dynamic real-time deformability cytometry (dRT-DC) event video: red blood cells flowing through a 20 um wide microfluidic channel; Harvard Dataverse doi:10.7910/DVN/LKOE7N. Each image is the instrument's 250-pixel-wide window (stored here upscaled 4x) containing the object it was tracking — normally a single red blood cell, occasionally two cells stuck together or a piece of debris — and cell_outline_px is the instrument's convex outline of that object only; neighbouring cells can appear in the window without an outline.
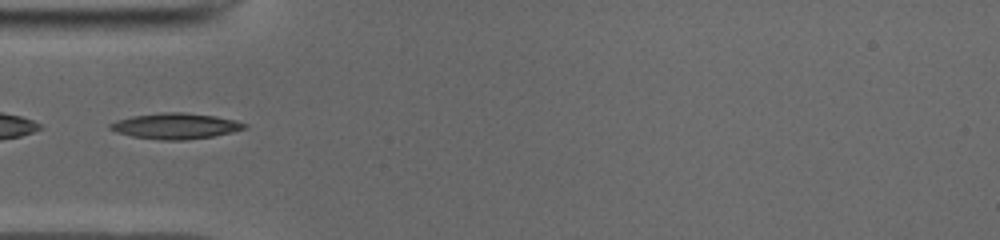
{"species": "common noctule bat (a hibernating species)", "species_latin": "Nyctalus noctula", "temperature_condition": "cold", "stored_images_in_passage": 33, "camera_frame_rate_fps": 3000, "um_per_image_px": 0.085, "animal": {"sex": "male", "body_mass_g": 19.0, "forearm_length_mm": 50.8}, "frame": {"image": 1, "passage_image": 1, "time_ms": 0.0, "image_size_px": [1000, 240], "cell_outline_px": [[248, 128], [232, 132], [212, 136], [184, 140], [160, 140], [132, 136], [116, 132], [108, 128], [108, 124], [116, 120], [132, 116], [160, 112], [184, 112], [216, 116], [236, 120], [248, 124]], "centroid_in_image_um": [14.92, 10.7], "position_along_channel_um": 70.1, "area_um2": 20.35}}
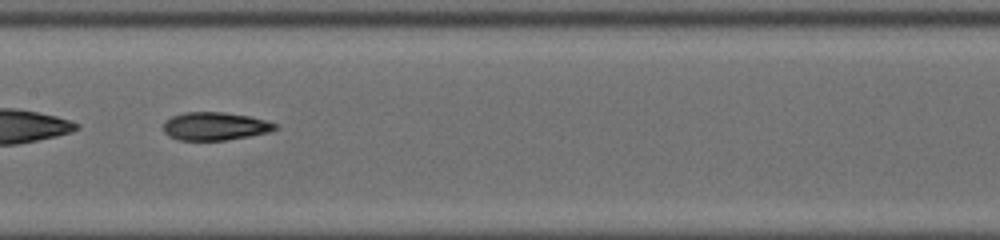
{"frame": {"image": 2, "passage_image": 10, "time_ms": 3.0, "image_size_px": [1000, 240], "cell_outline_px": [[280, 124], [276, 128], [268, 132], [248, 136], [224, 140], [180, 140], [168, 136], [164, 132], [164, 120], [172, 116], [184, 112], [224, 112], [248, 116]], "centroid_in_image_um": [18.25, 10.72], "position_along_channel_um": 189.2, "area_um2": 18.21}}